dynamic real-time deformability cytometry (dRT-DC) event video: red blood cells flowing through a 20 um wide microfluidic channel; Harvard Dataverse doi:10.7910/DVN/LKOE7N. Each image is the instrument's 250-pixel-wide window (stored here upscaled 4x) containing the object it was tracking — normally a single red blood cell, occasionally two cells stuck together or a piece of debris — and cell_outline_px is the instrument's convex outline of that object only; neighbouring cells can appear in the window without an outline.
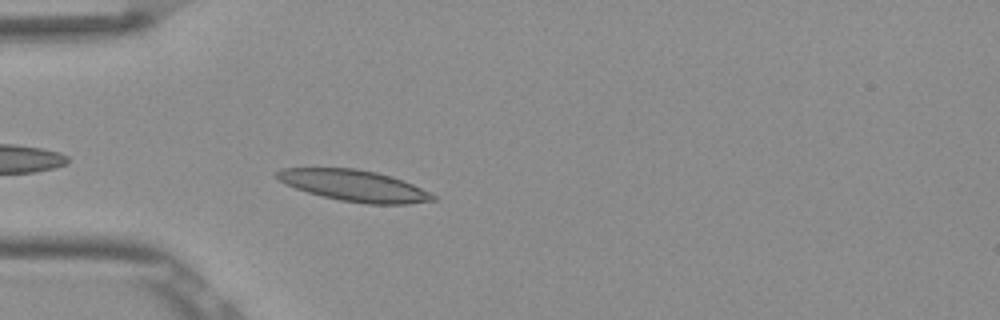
{"species": "Egyptian fruit bat (a non-hibernating species)", "species_latin": "Rousettus aegyptiacus", "temperature_condition": "room temperature", "stored_images_in_passage": 40, "camera_frame_rate_fps": 3000, "um_per_image_px": 0.085, "frame": {"image": 1, "passage_image": 3, "time_ms": 0.667, "image_size_px": [1000, 320], "cell_outline_px": [[436, 200], [408, 204], [368, 204], [340, 200], [308, 192], [296, 188], [280, 180], [276, 176], [276, 172], [280, 168], [356, 168], [376, 172], [392, 176], [432, 192], [436, 196]], "centroid_in_image_um": [30.17, 15.78], "position_along_channel_um": 54.8, "area_um2": 28.26}}
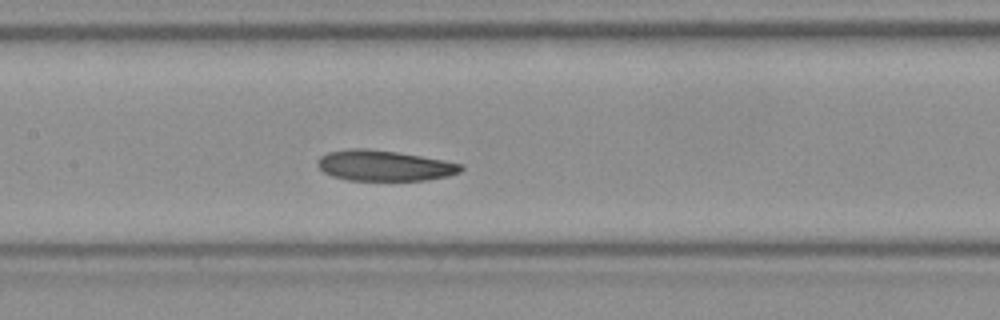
{"frame": {"image": 2, "passage_image": 13, "time_ms": 4.0, "image_size_px": [1000, 320], "cell_outline_px": [[464, 168], [460, 172], [448, 176], [424, 180], [348, 180], [332, 176], [324, 172], [316, 164], [316, 160], [320, 156], [328, 152], [352, 148], [368, 148], [396, 152], [444, 160], [464, 164]], "centroid_in_image_um": [32.65, 14.07], "position_along_channel_um": 174.7, "area_um2": 25.61}}
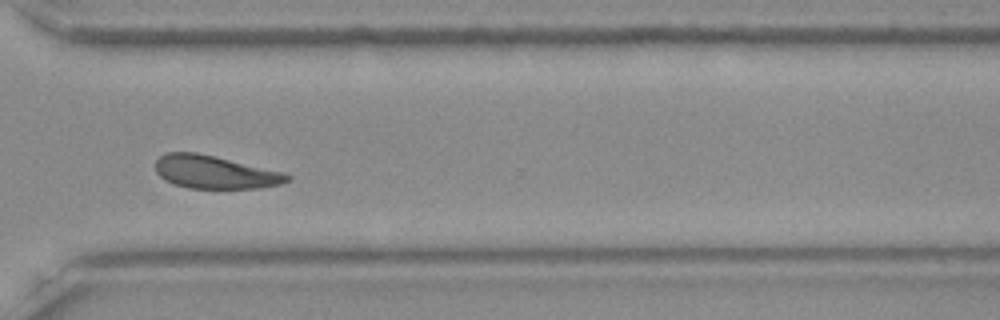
{"frame": {"image": 3, "passage_image": 27, "time_ms": 8.667, "image_size_px": [1000, 320], "cell_outline_px": [[292, 180], [280, 184], [260, 188], [188, 188], [172, 184], [164, 180], [156, 172], [156, 160], [164, 152], [196, 152], [280, 172], [292, 176]], "centroid_in_image_um": [18.21, 14.64], "position_along_channel_um": 352.4, "area_um2": 25.09}, "authors_computed_cell_mechanics": {"area_um2": 25.8655, "velocity_mm_per_s": 3.8099, "shape_relaxation_time_tau1_ms": 6.3529, "shape_relaxation_time_tau2_ms": 4.064, "deformation_change_tau1": 0.1045, "deformation_change_tau2": 0.1025}}